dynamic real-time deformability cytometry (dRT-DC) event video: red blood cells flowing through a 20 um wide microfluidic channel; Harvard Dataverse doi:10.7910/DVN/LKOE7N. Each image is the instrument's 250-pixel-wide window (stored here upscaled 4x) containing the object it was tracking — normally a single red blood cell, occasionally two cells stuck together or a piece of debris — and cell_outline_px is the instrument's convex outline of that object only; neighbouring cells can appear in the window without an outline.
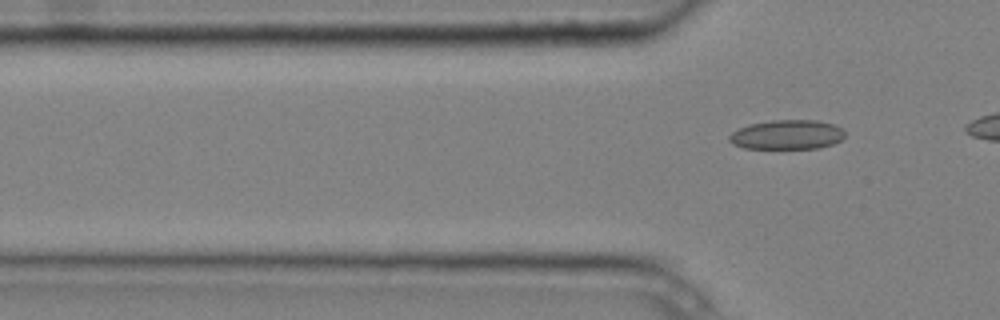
{"species": "common noctule bat (a hibernating species)", "species_latin": "Nyctalus noctula", "temperature_condition": "cold", "stored_images_in_passage": 7, "camera_frame_rate_fps": 3000, "um_per_image_px": 0.085, "animal": {"sex": "male", "body_mass_g": 20.4}, "frame": {"image": 1, "passage_image": 7, "time_ms": 2.0, "image_size_px": [1000, 320], "cell_outline_px": [[844, 136], [840, 140], [832, 144], [820, 148], [744, 148], [732, 144], [728, 140], [728, 136], [732, 132], [748, 124], [772, 120], [816, 120], [832, 124], [840, 128], [844, 132]], "centroid_in_image_um": [66.86, 11.45], "position_along_channel_um": 58.9, "area_um2": 19.77}}